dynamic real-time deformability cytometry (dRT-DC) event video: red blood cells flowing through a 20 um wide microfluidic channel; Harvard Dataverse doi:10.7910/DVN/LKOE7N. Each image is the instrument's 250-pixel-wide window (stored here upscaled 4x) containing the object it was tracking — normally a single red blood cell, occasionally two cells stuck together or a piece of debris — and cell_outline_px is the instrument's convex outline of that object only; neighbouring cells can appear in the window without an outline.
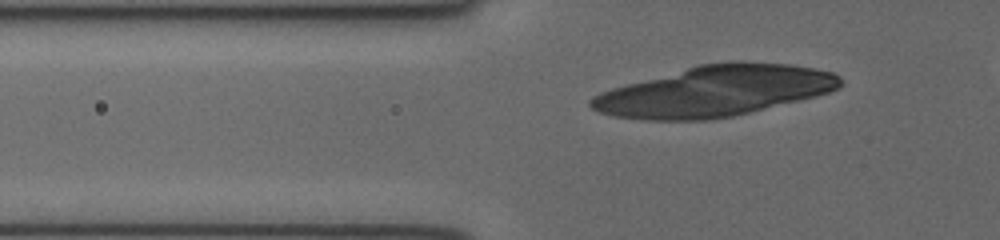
{"species": "human", "species_latin": "Homo sapiens", "temperature_condition": "cold", "stored_images_in_passage": 28, "segment_of_instrument_passage": [1, 2], "camera_frame_rate_fps": 3000, "um_per_image_px": 0.085, "donor": {"sex": "female"}, "frame": {"image": 1, "passage_image": 5, "time_ms": 1.333, "image_size_px": [1000, 240], "cell_outline_px": [[836, 84], [832, 88], [800, 96], [772, 100], [768, 100], [692, 72], [696, 68], [724, 64], [756, 64], [796, 68], [820, 72], [832, 76], [836, 80]], "centroid_in_image_um": [65.35, 6.78], "position_along_channel_um": 60.5, "area_um2": 23.64}}
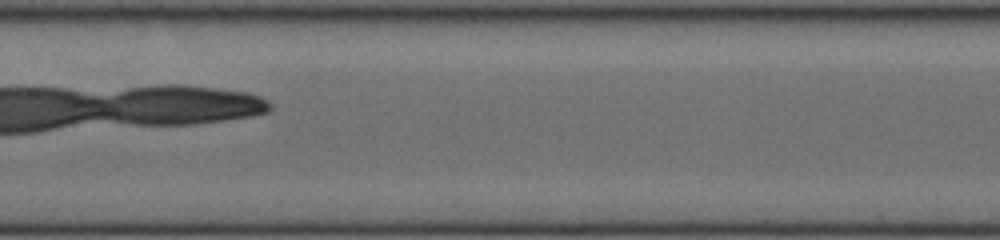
{"frame": {"image": 2, "passage_image": 15, "time_ms": 4.667, "image_size_px": [1000, 240], "cell_outline_px": [[264, 108], [256, 112], [228, 116], [192, 120], [140, 120], [132, 116], [124, 100], [124, 96], [132, 92], [212, 92], [244, 96], [256, 100], [264, 104]], "centroid_in_image_um": [16.0, 8.96], "position_along_channel_um": 191.4, "area_um2": 23.52}}